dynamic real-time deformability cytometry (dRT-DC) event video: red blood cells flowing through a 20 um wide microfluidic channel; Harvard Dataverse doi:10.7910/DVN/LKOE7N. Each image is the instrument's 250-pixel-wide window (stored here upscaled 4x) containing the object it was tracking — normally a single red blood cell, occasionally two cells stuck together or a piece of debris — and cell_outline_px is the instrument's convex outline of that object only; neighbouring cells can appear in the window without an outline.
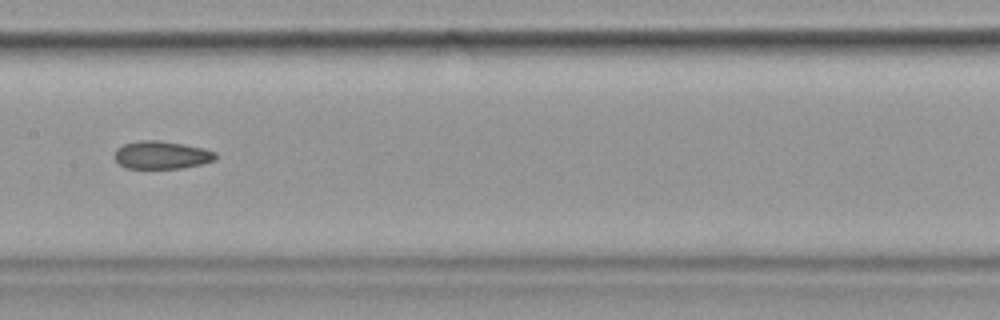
{"species": "common noctule bat (a hibernating species)", "species_latin": "Nyctalus noctula", "temperature_condition": "cold", "stored_images_in_passage": 40, "camera_frame_rate_fps": 3000, "um_per_image_px": 0.085, "animal": {"sex": "female", "body_mass_g": 19.9}, "frame": {"image": 1, "passage_image": 12, "time_ms": 3.667, "image_size_px": [1000, 320], "cell_outline_px": [[216, 160], [200, 164], [180, 168], [124, 168], [112, 156], [116, 148], [124, 144], [140, 140], [160, 140], [184, 144], [204, 148], [216, 152]], "centroid_in_image_um": [13.71, 13.16], "position_along_channel_um": 193.7, "area_um2": 16.53}}